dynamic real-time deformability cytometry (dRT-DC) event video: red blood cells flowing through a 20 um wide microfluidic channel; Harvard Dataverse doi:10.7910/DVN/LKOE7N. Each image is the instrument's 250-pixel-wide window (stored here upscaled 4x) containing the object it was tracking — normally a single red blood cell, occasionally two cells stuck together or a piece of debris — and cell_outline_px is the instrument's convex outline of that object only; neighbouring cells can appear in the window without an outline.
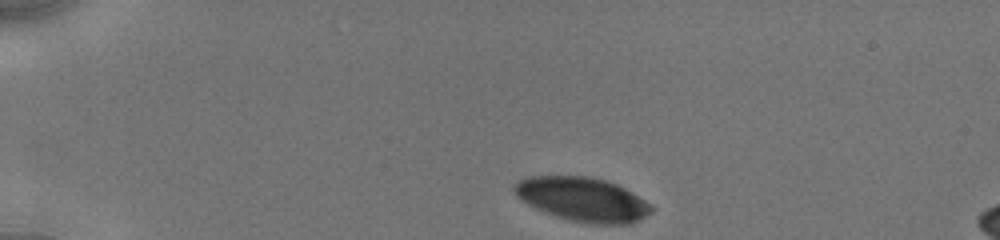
{"species": "human", "species_latin": "Homo sapiens", "temperature_condition": "cold", "stored_images_in_passage": 9, "camera_frame_rate_fps": 3000, "um_per_image_px": 0.085, "donor": {"sex": "male"}, "frame": {"image": 1, "passage_image": 1, "time_ms": 0.0, "image_size_px": [1000, 240], "cell_outline_px": [[656, 208], [652, 212], [640, 220], [632, 224], [588, 224], [568, 220], [544, 212], [520, 200], [516, 196], [512, 188], [512, 184], [516, 180], [528, 176], [588, 176], [604, 180], [616, 184], [624, 188], [652, 204]], "centroid_in_image_um": [49.51, 16.95], "position_along_channel_um": 35.5, "area_um2": 35.66}}
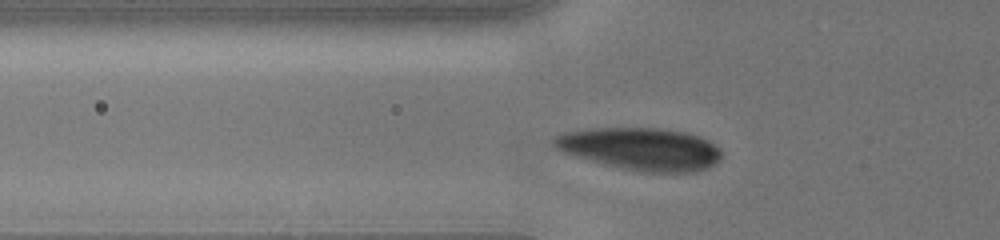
{"frame": {"image": 2, "passage_image": 7, "time_ms": 2.667, "image_size_px": [1000, 240], "cell_outline_px": [[720, 160], [708, 168], [696, 172], [640, 172], [620, 168], [604, 164], [560, 152], [552, 144], [552, 136], [560, 132], [588, 128], [664, 128], [688, 132], [708, 140], [720, 152]], "centroid_in_image_um": [54.39, 12.65], "position_along_channel_um": 71.4, "area_um2": 41.91}}